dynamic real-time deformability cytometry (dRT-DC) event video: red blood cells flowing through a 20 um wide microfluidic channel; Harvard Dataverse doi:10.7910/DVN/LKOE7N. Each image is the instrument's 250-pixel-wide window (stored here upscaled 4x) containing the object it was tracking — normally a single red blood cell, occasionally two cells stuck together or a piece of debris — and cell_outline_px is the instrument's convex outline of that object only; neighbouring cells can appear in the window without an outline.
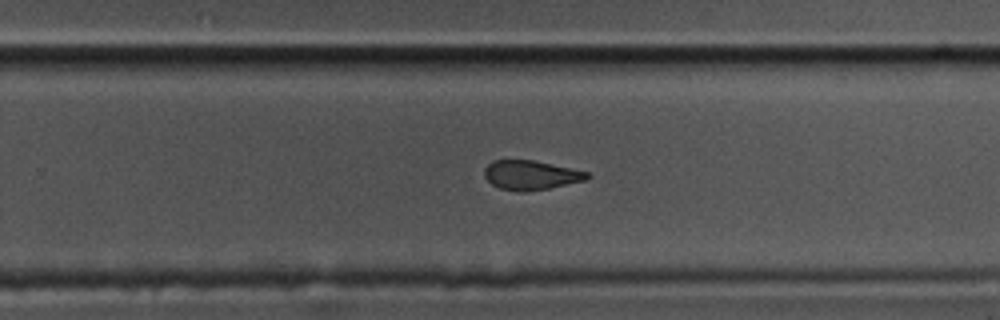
{"species": "common noctule bat (a hibernating species)", "species_latin": "Nyctalus noctula", "temperature_condition": "cold", "stored_images_in_passage": 39, "camera_frame_rate_fps": 3000, "um_per_image_px": 0.085, "animal": {"sex": "male", "body_mass_g": 17.5, "forearm_length_mm": 52.3}, "frame": {"image": 1, "passage_image": 25, "time_ms": 8.0, "image_size_px": [1000, 320], "cell_outline_px": [[592, 176], [588, 180], [548, 188], [524, 192], [520, 192], [500, 188], [492, 184], [484, 176], [484, 168], [492, 160], [532, 160], [552, 164], [588, 172]], "centroid_in_image_um": [45.13, 14.88], "position_along_channel_um": 284.7, "area_um2": 17.57}}
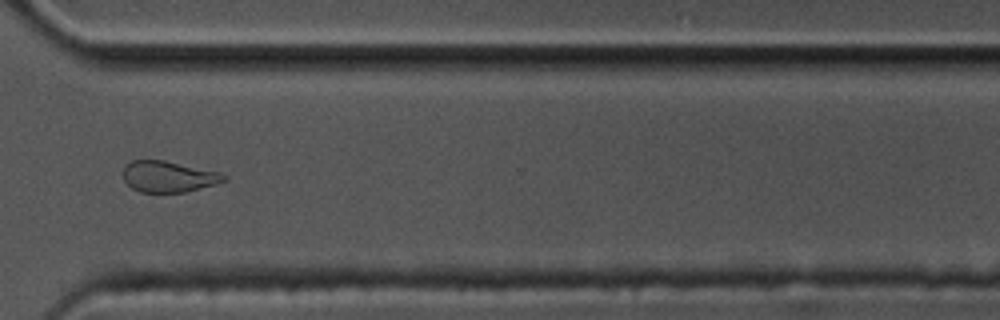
{"frame": {"image": 2, "passage_image": 31, "time_ms": 10.0, "image_size_px": [1000, 320], "cell_outline_px": [[228, 180], [216, 184], [184, 192], [140, 192], [132, 188], [124, 180], [124, 164], [132, 160], [164, 160], [220, 172], [228, 176]], "centroid_in_image_um": [14.33, 15.0], "position_along_channel_um": 356.3, "area_um2": 18.32}}
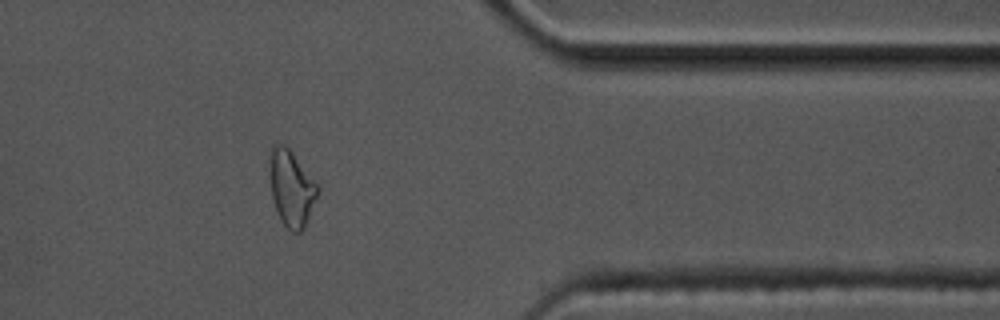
{"frame": {"image": 3, "passage_image": 35, "time_ms": 11.333, "image_size_px": [1000, 320], "cell_outline_px": [[320, 192], [304, 228], [300, 232], [292, 232], [280, 220], [272, 196], [272, 144], [284, 144], [292, 152], [320, 184]], "centroid_in_image_um": [24.86, 16.03], "position_along_channel_um": 386.5, "area_um2": 20.92}}